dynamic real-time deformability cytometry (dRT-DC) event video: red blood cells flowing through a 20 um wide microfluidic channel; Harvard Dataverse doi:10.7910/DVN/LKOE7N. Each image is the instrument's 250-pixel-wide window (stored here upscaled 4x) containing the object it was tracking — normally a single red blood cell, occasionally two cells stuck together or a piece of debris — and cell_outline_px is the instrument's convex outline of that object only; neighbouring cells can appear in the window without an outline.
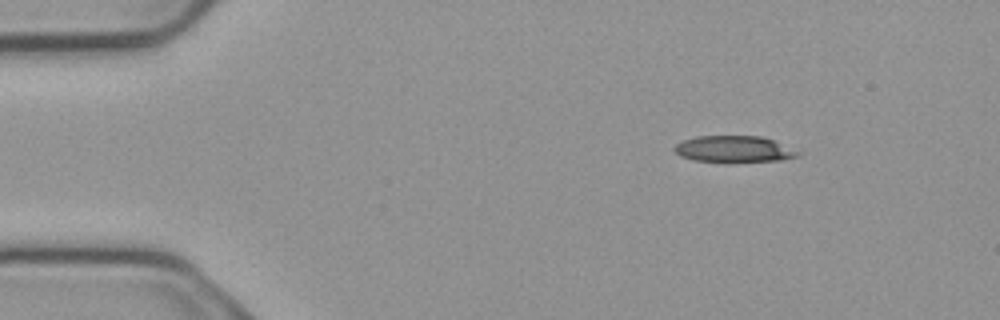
{"species": "common noctule bat (a hibernating species)", "species_latin": "Nyctalus noctula", "temperature_condition": "cold", "stored_images_in_passage": 3, "camera_frame_rate_fps": 3000, "um_per_image_px": 0.085, "animal": {"sex": "male", "body_mass_g": 23.1, "forearm_length_mm": 52.7}, "frame": {"image": 1, "passage_image": 1, "time_ms": 0.0, "image_size_px": [1000, 320], "cell_outline_px": [[800, 152], [796, 156], [780, 160], [728, 164], [692, 160], [680, 156], [672, 148], [676, 144], [684, 140], [696, 136], [760, 136], [772, 140]], "centroid_in_image_um": [62.31, 12.71], "position_along_channel_um": 22.7, "area_um2": 19.42}}